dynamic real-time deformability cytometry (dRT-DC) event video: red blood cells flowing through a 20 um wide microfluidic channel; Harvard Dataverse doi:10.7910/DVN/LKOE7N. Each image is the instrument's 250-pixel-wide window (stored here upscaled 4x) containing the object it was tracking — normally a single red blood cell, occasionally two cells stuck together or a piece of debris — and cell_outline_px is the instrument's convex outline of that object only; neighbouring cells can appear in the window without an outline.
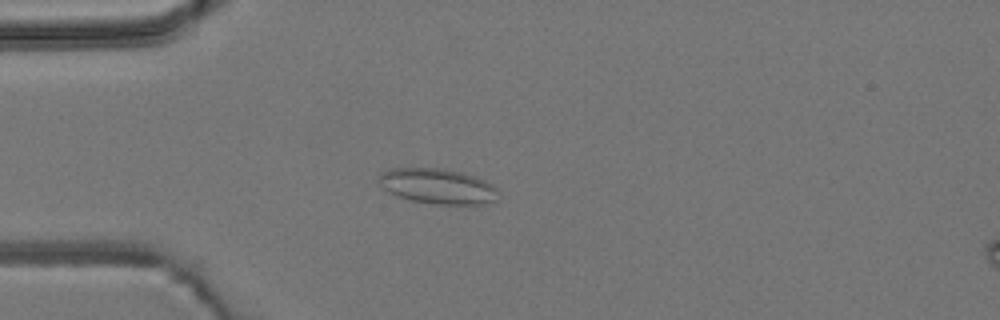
{"species": "common noctule bat (a hibernating species)", "species_latin": "Nyctalus noctula", "temperature_condition": "room temperature", "stored_images_in_passage": 4, "camera_frame_rate_fps": 3000, "um_per_image_px": 0.085, "animal": {"sex": "male", "body_mass_g": 19.2, "forearm_length_mm": 51.8}, "frame": {"image": 1, "passage_image": 4, "time_ms": 4.333, "image_size_px": [1000, 320], "cell_outline_px": [[496, 200], [484, 204], [436, 204], [412, 200], [396, 196], [388, 192], [384, 188], [380, 176], [384, 172], [392, 168], [440, 168], [460, 172], [484, 180], [492, 184], [496, 188]], "centroid_in_image_um": [37.22, 15.83], "position_along_channel_um": 47.8, "area_um2": 24.04}}